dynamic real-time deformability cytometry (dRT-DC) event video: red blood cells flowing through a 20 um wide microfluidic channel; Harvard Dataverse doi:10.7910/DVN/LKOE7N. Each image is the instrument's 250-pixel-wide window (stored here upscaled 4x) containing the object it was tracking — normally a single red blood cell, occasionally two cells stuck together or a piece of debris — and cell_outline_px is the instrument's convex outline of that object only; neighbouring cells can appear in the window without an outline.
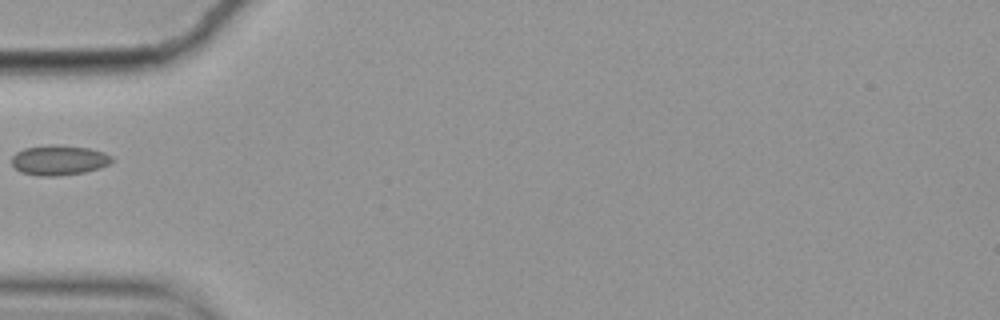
{"species": "common noctule bat (a hibernating species)", "species_latin": "Nyctalus noctula", "temperature_condition": "cold", "stored_images_in_passage": 39, "camera_frame_rate_fps": 3000, "um_per_image_px": 0.085, "animal": {"sex": "female", "body_mass_g": 19.9}, "frame": {"image": 1, "passage_image": 1, "time_ms": 0.0, "image_size_px": [1000, 320], "cell_outline_px": [[112, 160], [108, 164], [100, 168], [84, 172], [56, 176], [40, 176], [20, 172], [12, 164], [12, 156], [16, 152], [24, 148], [48, 144], [56, 144], [88, 148], [104, 152], [112, 156]], "centroid_in_image_um": [4.99, 13.6], "position_along_channel_um": 80.0, "area_um2": 17.57}}
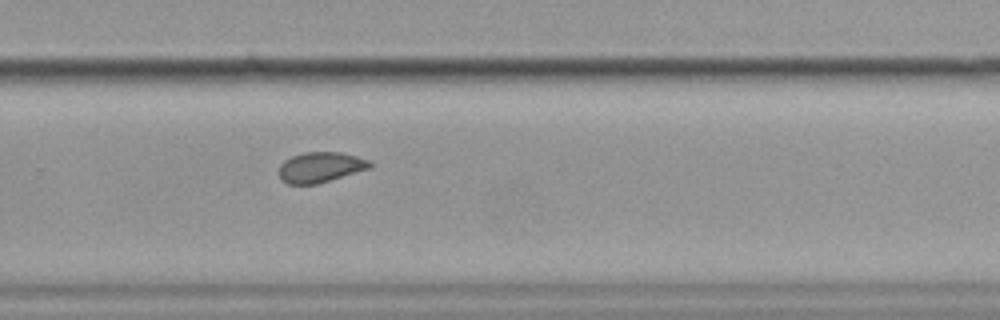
{"frame": {"image": 2, "passage_image": 20, "time_ms": 6.333, "image_size_px": [1000, 320], "cell_outline_px": [[372, 164], [368, 168], [316, 184], [288, 184], [280, 180], [280, 164], [284, 160], [292, 156], [304, 152], [340, 152], [356, 156], [368, 160]], "centroid_in_image_um": [27.18, 14.2], "position_along_channel_um": 302.6, "area_um2": 15.78}}
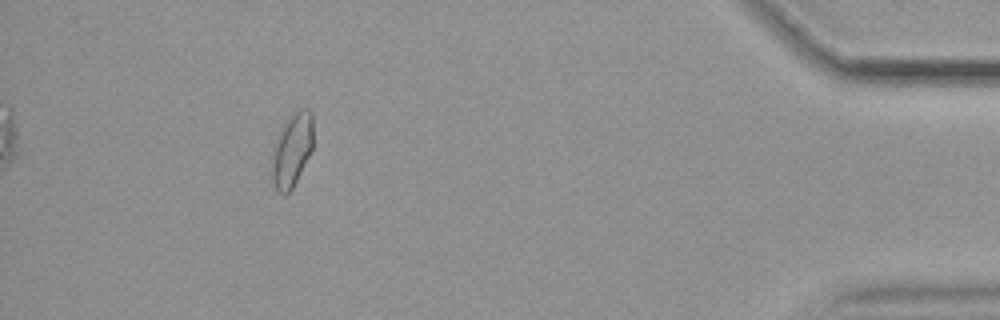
{"frame": {"image": 3, "passage_image": 34, "time_ms": 11.0, "image_size_px": [1000, 320], "cell_outline_px": [[312, 148], [292, 188], [284, 196], [276, 192], [272, 180], [272, 164], [276, 144], [284, 120], [300, 108], [308, 108], [312, 112]], "centroid_in_image_um": [24.82, 12.74], "position_along_channel_um": 410.4, "area_um2": 17.28}}